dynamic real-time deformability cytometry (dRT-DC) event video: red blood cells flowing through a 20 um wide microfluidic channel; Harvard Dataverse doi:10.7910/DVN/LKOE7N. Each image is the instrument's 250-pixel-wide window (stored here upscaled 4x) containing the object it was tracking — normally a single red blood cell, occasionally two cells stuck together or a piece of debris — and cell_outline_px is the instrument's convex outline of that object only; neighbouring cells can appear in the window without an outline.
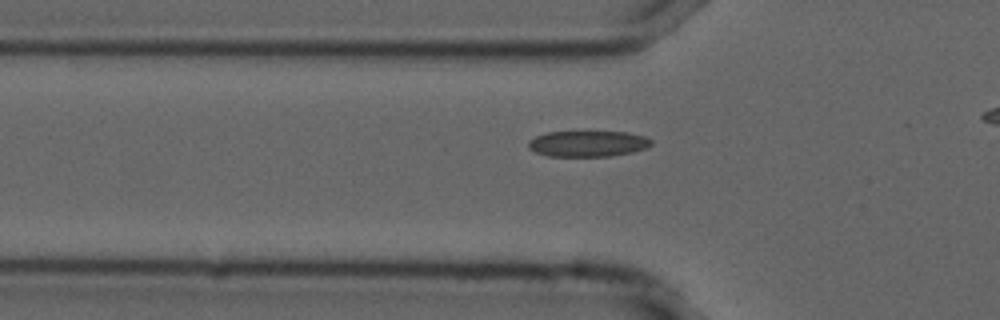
{"species": "common noctule bat (a hibernating species)", "species_latin": "Nyctalus noctula", "temperature_condition": "cold", "stored_images_in_passage": 28, "camera_frame_rate_fps": 3000, "um_per_image_px": 0.085, "animal": {"sex": "male", "forearm_length_mm": 52.5}, "frame": {"image": 1, "passage_image": 11, "time_ms": 3.333, "image_size_px": [1000, 320], "cell_outline_px": [[652, 144], [648, 148], [632, 152], [608, 156], [548, 156], [536, 152], [528, 148], [528, 140], [536, 136], [548, 132], [628, 132], [644, 136], [652, 140]], "centroid_in_image_um": [49.98, 12.21], "position_along_channel_um": 75.8, "area_um2": 18.55}}
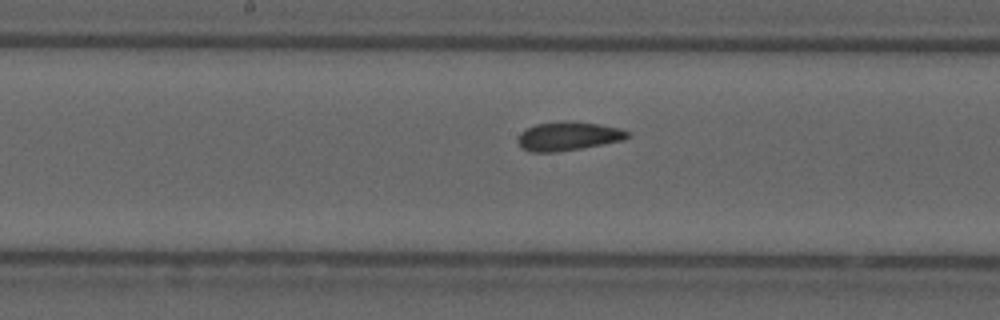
{"frame": {"image": 2, "passage_image": 21, "time_ms": 6.667, "image_size_px": [1000, 320], "cell_outline_px": [[632, 136], [624, 140], [580, 148], [556, 152], [532, 152], [524, 148], [516, 140], [520, 132], [536, 124], [568, 120], [572, 120], [600, 124], [620, 128], [632, 132]], "centroid_in_image_um": [48.36, 11.55], "position_along_channel_um": 199.8, "area_um2": 18.55}}
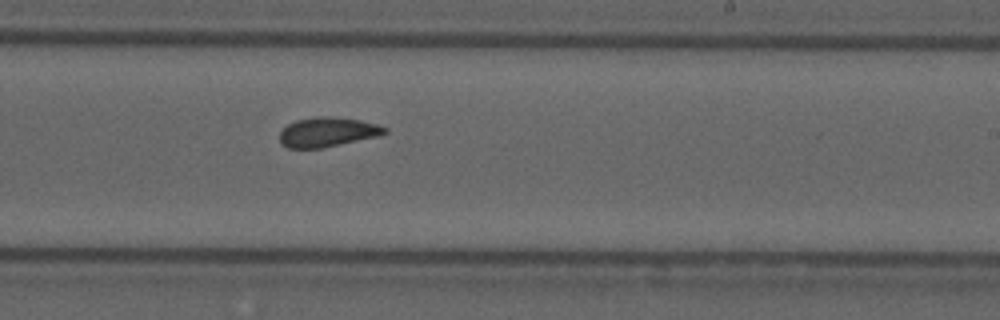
{"frame": {"image": 3, "passage_image": 26, "time_ms": 8.333, "image_size_px": [1000, 320], "cell_outline_px": [[388, 132], [376, 136], [320, 148], [288, 148], [280, 144], [280, 132], [288, 124], [296, 120], [316, 116], [328, 116], [360, 120], [376, 124], [388, 128]], "centroid_in_image_um": [27.8, 11.22], "position_along_channel_um": 261.2, "area_um2": 17.86}}